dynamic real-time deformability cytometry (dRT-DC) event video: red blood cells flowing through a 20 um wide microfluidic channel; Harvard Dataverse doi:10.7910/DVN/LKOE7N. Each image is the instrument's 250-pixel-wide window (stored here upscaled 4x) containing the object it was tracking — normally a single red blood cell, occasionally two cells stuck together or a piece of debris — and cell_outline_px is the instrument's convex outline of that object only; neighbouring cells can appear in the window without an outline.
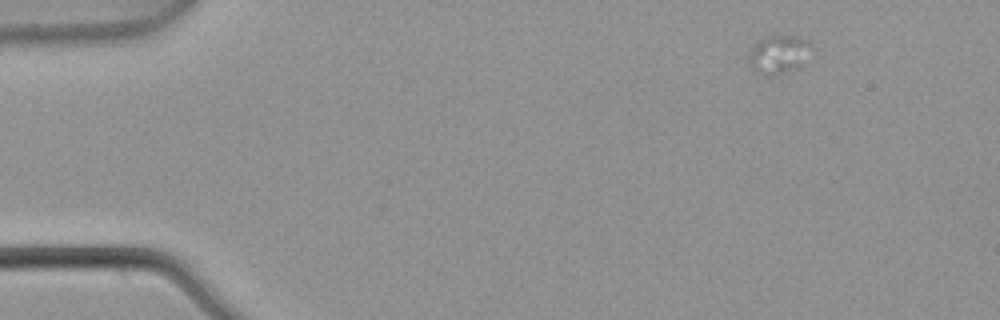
{"species": "common noctule bat (a hibernating species)", "species_latin": "Nyctalus noctula", "temperature_condition": "warm", "stored_images_in_passage": 3, "camera_frame_rate_fps": 3000, "um_per_image_px": 0.085, "animal": {"sex": "male", "body_mass_g": 21.5, "forearm_length_mm": 52.0}, "frame": {"image": 1, "passage_image": 1, "time_ms": 0.0, "image_size_px": [1000, 320], "cell_outline_px": [[816, 52], [800, 68], [776, 76], [768, 76], [756, 72], [748, 64], [748, 56], [756, 40], [772, 32], [776, 32], [800, 36], [808, 40], [816, 48]], "centroid_in_image_um": [66.29, 4.57], "position_along_channel_um": 18.7, "area_um2": 15.66}}
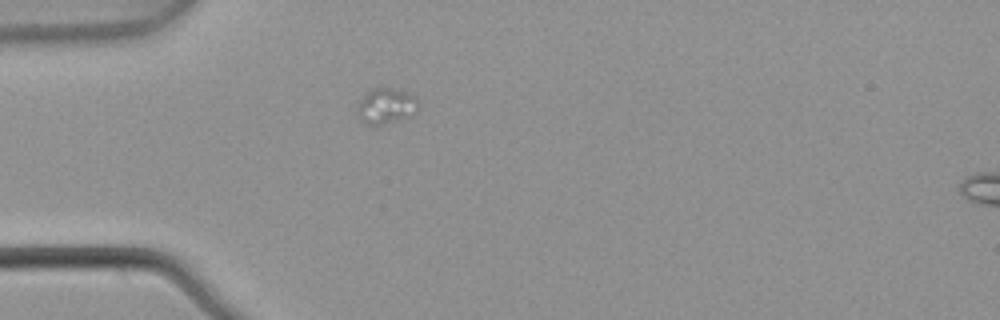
{"frame": {"image": 2, "passage_image": 3, "time_ms": 0.667, "image_size_px": [1000, 320], "cell_outline_px": [[420, 108], [416, 112], [380, 124], [368, 124], [360, 120], [356, 116], [356, 108], [360, 100], [372, 88], [388, 88], [408, 92], [416, 96]], "centroid_in_image_um": [32.79, 8.98], "position_along_channel_um": 52.2, "area_um2": 12.37}}